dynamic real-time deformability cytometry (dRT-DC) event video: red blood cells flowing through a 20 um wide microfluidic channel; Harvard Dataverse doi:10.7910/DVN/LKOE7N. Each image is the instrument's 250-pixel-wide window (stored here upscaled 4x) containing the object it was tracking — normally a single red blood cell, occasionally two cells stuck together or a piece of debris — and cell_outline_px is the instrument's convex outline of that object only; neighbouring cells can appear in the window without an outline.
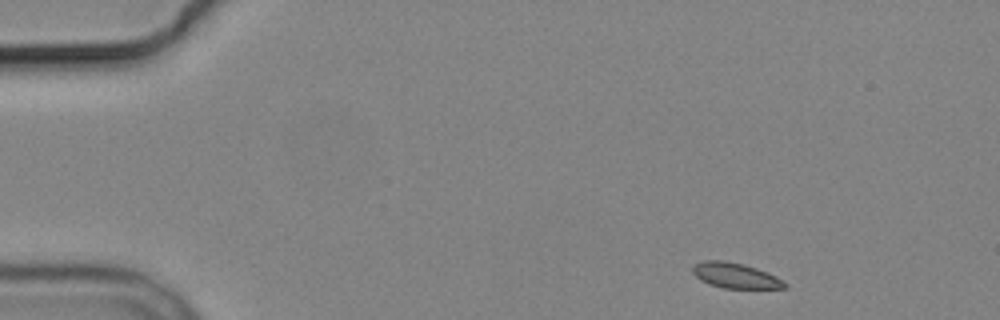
{"species": "common noctule bat (a hibernating species)", "species_latin": "Nyctalus noctula", "temperature_condition": "cold", "stored_images_in_passage": 3, "camera_frame_rate_fps": 3000, "um_per_image_px": 0.085, "animal": {"sex": "male", "body_mass_g": 19.2, "forearm_length_mm": 51.8}, "frame": {"image": 1, "passage_image": 1, "time_ms": 0.0, "image_size_px": [1000, 320], "cell_outline_px": [[788, 288], [724, 288], [708, 284], [700, 280], [692, 272], [692, 264], [704, 260], [724, 260], [744, 264], [768, 272], [784, 280], [788, 284]], "centroid_in_image_um": [62.51, 23.41], "position_along_channel_um": 22.5, "area_um2": 13.81}}
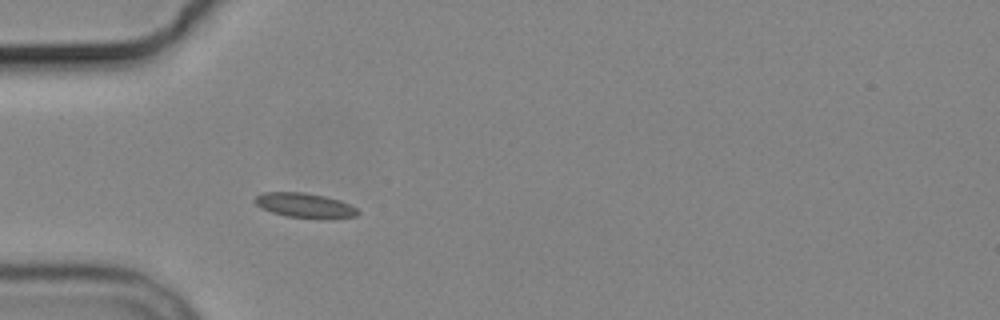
{"frame": {"image": 2, "passage_image": 3, "time_ms": 3.333, "image_size_px": [1000, 320], "cell_outline_px": [[360, 212], [356, 216], [332, 220], [320, 220], [284, 216], [272, 212], [256, 204], [252, 200], [256, 196], [264, 192], [304, 192], [324, 196], [340, 200], [356, 208]], "centroid_in_image_um": [25.95, 17.49], "position_along_channel_um": 59.1, "area_um2": 15.2}}